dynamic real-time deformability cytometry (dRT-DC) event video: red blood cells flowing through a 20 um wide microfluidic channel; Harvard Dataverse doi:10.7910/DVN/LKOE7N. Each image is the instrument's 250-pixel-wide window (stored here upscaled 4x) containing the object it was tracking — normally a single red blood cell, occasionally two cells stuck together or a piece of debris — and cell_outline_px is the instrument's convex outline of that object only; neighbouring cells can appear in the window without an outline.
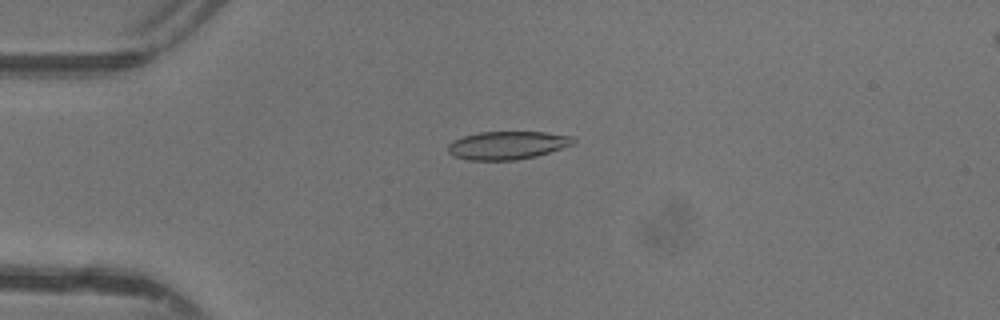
{"species": "common noctule bat (a hibernating species)", "species_latin": "Nyctalus noctula", "temperature_condition": "warm", "stored_images_in_passage": 46, "camera_frame_rate_fps": 3000, "um_per_image_px": 0.085, "animal": {"sex": "female"}, "frame": {"image": 1, "passage_image": 11, "time_ms": 3.333, "image_size_px": [1000, 320], "cell_outline_px": [[576, 144], [536, 156], [516, 160], [468, 160], [452, 156], [448, 152], [448, 144], [452, 140], [464, 136], [480, 132], [544, 132], [572, 136], [576, 140]], "centroid_in_image_um": [43.13, 12.35], "position_along_channel_um": 41.9, "area_um2": 20.69}}
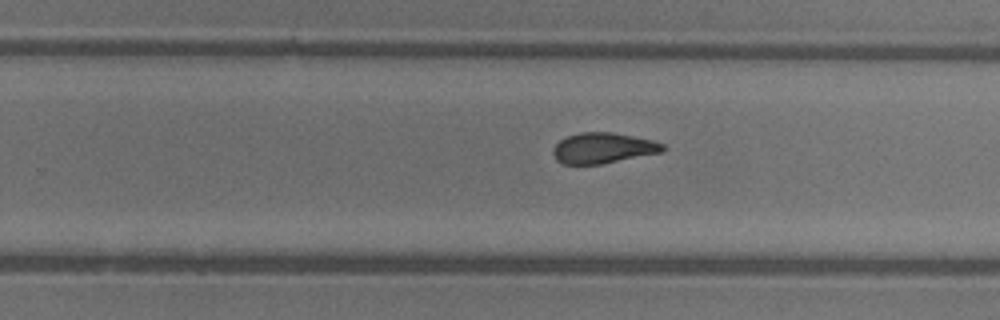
{"frame": {"image": 2, "passage_image": 29, "time_ms": 9.333, "image_size_px": [1000, 320], "cell_outline_px": [[664, 152], [600, 164], [564, 164], [556, 160], [552, 152], [552, 148], [560, 140], [568, 136], [580, 132], [612, 132], [652, 140], [664, 144]], "centroid_in_image_um": [51.25, 12.58], "position_along_channel_um": 278.6, "area_um2": 19.54}}
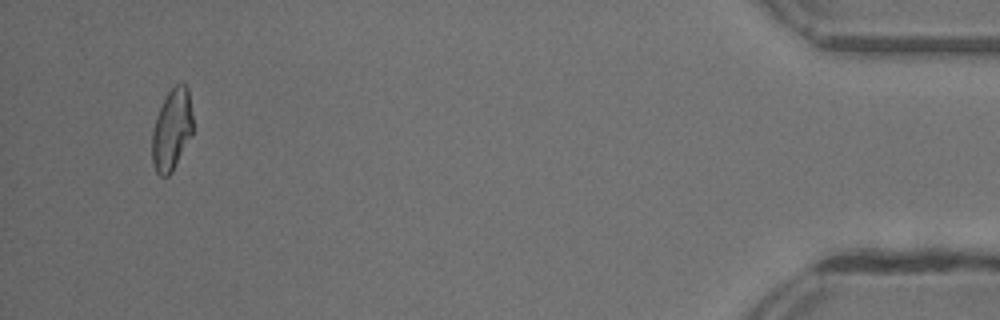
{"frame": {"image": 3, "passage_image": 44, "time_ms": 14.333, "image_size_px": [1000, 320], "cell_outline_px": [[192, 132], [172, 172], [168, 176], [160, 176], [156, 172], [152, 160], [152, 128], [156, 116], [168, 92], [180, 80], [188, 88], [192, 116]], "centroid_in_image_um": [14.58, 11.01], "position_along_channel_um": 420.6, "area_um2": 19.19}, "authors_computed_cell_mechanics": {"area_um2": 20.3167, "velocity_mm_per_s": 4.4099, "shape_relaxation_time_tau1_ms": 9.8135, "shape_relaxation_time_tau2_ms": 1.1364, "deformation_change_tau1": 0.2459, "deformation_change_tau2": 0.0778}}